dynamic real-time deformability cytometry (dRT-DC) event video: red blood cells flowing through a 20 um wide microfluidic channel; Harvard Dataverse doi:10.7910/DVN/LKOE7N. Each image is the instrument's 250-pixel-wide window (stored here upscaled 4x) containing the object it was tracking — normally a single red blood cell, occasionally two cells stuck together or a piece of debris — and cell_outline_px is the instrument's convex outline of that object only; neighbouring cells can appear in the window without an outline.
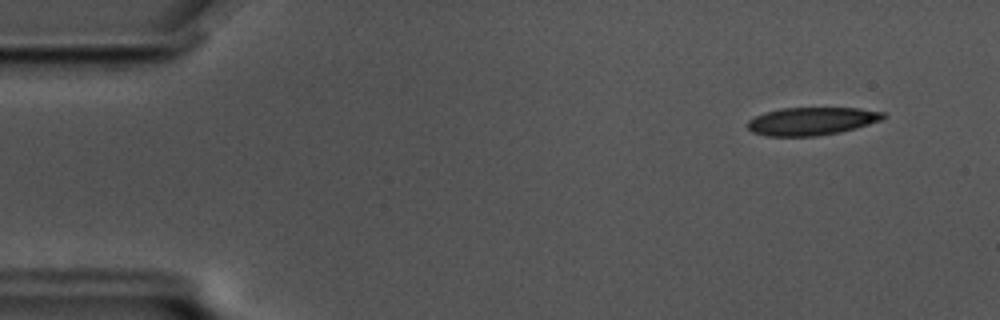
{"species": "common noctule bat (a hibernating species)", "species_latin": "Nyctalus noctula", "temperature_condition": "cold", "stored_images_in_passage": 58, "camera_frame_rate_fps": 3000, "um_per_image_px": 0.085, "animal": {"sex": "male", "body_mass_g": 17.5, "forearm_length_mm": 52.3}, "frame": {"image": 1, "passage_image": 5, "time_ms": 1.333, "image_size_px": [1000, 320], "cell_outline_px": [[888, 116], [880, 120], [868, 124], [840, 132], [820, 136], [764, 136], [752, 132], [744, 124], [748, 120], [764, 112], [780, 108], [860, 108], [884, 112]], "centroid_in_image_um": [68.95, 10.3], "position_along_channel_um": 16.0, "area_um2": 22.25}}
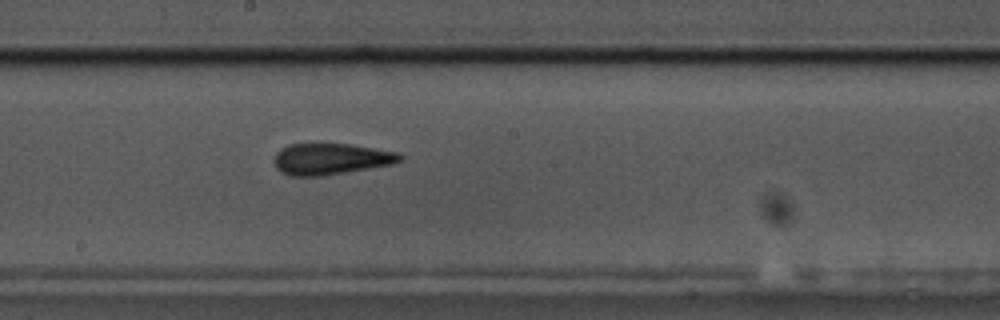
{"frame": {"image": 2, "passage_image": 31, "time_ms": 10.0, "image_size_px": [1000, 320], "cell_outline_px": [[404, 160], [392, 164], [324, 176], [292, 176], [280, 172], [276, 168], [272, 160], [276, 152], [280, 148], [288, 144], [316, 140], [352, 144], [400, 152], [404, 156]], "centroid_in_image_um": [28.08, 13.45], "position_along_channel_um": 220.1, "area_um2": 24.28}}
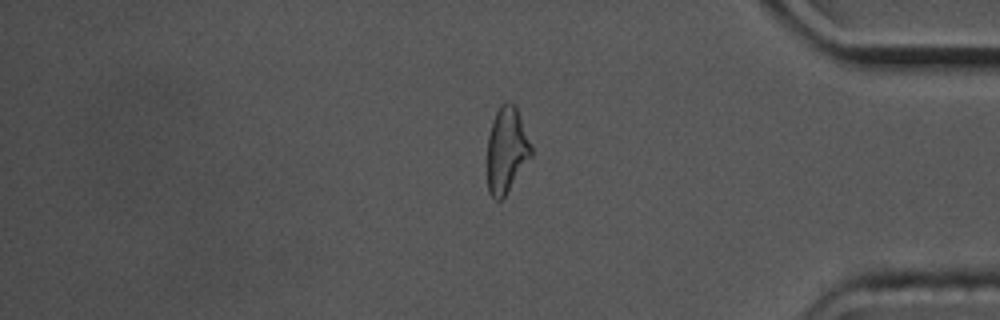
{"frame": {"image": 3, "passage_image": 48, "time_ms": 15.667, "image_size_px": [1000, 320], "cell_outline_px": [[532, 156], [504, 196], [500, 200], [496, 200], [488, 192], [488, 136], [492, 120], [500, 104], [508, 100], [516, 104], [532, 148]], "centroid_in_image_um": [43.06, 12.7], "position_along_channel_um": 392.1, "area_um2": 21.91}, "authors_computed_cell_mechanics": {"area_um2": 23.3223, "velocity_mm_per_s": 3.4864, "shape_relaxation_time_tau1_ms": 9.9721, "shape_relaxation_time_tau2_ms": 3.0785, "deformation_change_tau1": 0.2029, "deformation_change_tau2": 0.1046}}